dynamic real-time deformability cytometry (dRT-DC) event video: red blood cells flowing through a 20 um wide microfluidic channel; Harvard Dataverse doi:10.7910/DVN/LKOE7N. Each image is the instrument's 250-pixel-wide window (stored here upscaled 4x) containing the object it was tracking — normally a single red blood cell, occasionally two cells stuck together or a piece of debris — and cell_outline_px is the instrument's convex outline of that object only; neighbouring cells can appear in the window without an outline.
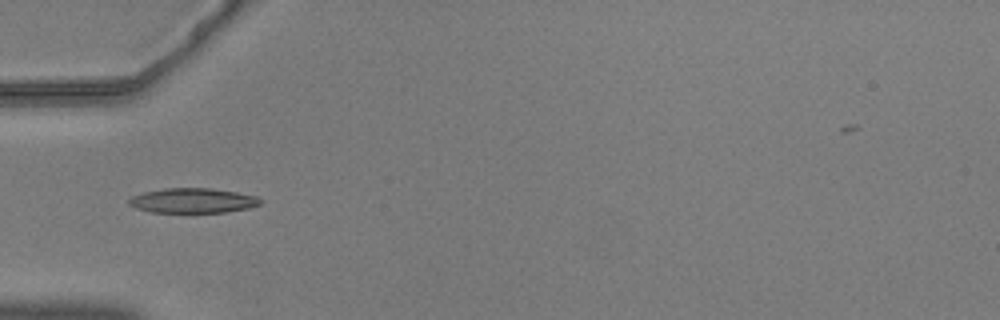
{"species": "common noctule bat (a hibernating species)", "species_latin": "Nyctalus noctula", "temperature_condition": "warm", "stored_images_in_passage": 24, "camera_frame_rate_fps": 3000, "um_per_image_px": 0.085, "animal": {"sex": "male", "body_mass_g": 20.5, "forearm_length_mm": 52.5}, "frame": {"image": 1, "passage_image": 1, "time_ms": 0.0, "image_size_px": [1000, 320], "cell_outline_px": [[260, 204], [248, 208], [224, 212], [152, 212], [136, 208], [128, 204], [128, 200], [132, 196], [144, 192], [164, 188], [212, 188], [236, 192], [256, 196], [260, 200]], "centroid_in_image_um": [16.36, 17.04], "position_along_channel_um": 68.6, "area_um2": 18.84}}
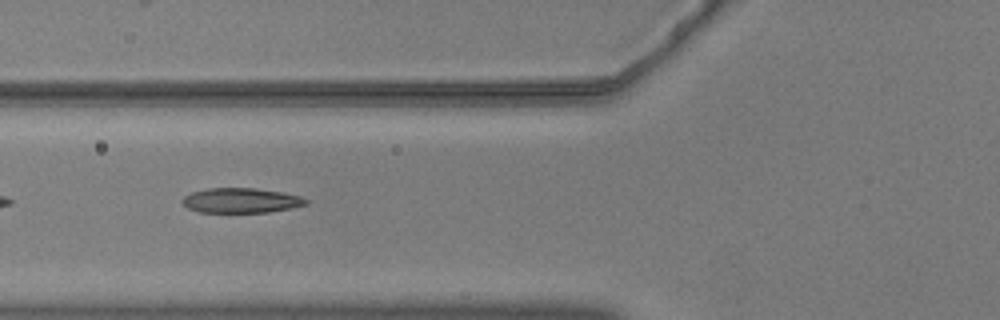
{"frame": {"image": 2, "passage_image": 4, "time_ms": 1.0, "image_size_px": [1000, 320], "cell_outline_px": [[308, 204], [292, 208], [268, 212], [200, 212], [188, 208], [180, 200], [184, 196], [192, 192], [208, 188], [252, 188], [280, 192], [300, 196], [308, 200]], "centroid_in_image_um": [20.48, 17.04], "position_along_channel_um": 105.3, "area_um2": 17.8}}
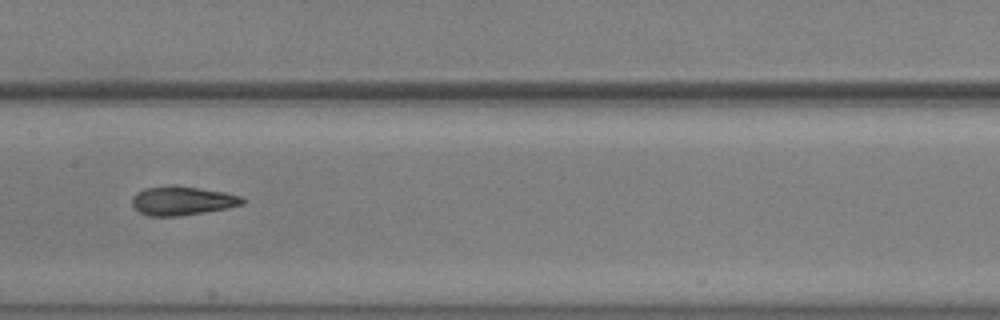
{"frame": {"image": 3, "passage_image": 11, "time_ms": 3.333, "image_size_px": [1000, 320], "cell_outline_px": [[244, 204], [228, 208], [204, 212], [176, 216], [148, 216], [140, 212], [132, 204], [132, 196], [136, 192], [144, 188], [168, 184], [172, 184], [224, 192], [240, 196], [244, 200]], "centroid_in_image_um": [15.45, 17.05], "position_along_channel_um": 191.9, "area_um2": 18.67}, "authors_computed_cell_mechanics": {"area_um2": 16.9354, "velocity_mm_per_s": 3.6926, "shape_relaxation_time_tau1_ms": 3.5656, "shape_relaxation_time_tau2_ms": 3.1878, "deformation_change_tau1": 0.1303, "deformation_change_tau2": 0.1318}}